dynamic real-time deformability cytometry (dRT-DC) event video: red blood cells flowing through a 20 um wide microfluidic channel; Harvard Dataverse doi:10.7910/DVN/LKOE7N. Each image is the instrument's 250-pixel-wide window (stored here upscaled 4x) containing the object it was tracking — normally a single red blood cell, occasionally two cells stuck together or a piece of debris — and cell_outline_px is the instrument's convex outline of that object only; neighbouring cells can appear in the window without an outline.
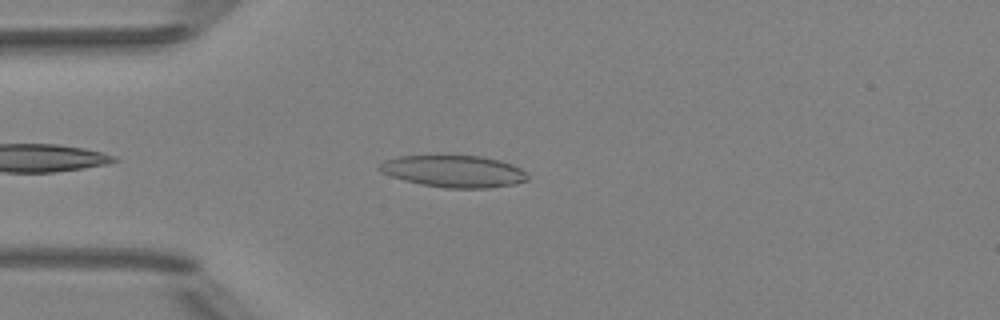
{"species": "Egyptian fruit bat (a non-hibernating species)", "species_latin": "Rousettus aegyptiacus", "temperature_condition": "room temperature", "stored_images_in_passage": 38, "camera_frame_rate_fps": 3000, "um_per_image_px": 0.085, "animal": {"sex": "female"}, "frame": {"image": 1, "passage_image": 4, "time_ms": 1.0, "image_size_px": [1000, 320], "cell_outline_px": [[528, 180], [512, 184], [488, 188], [444, 188], [404, 180], [380, 172], [376, 168], [384, 160], [400, 156], [480, 156], [500, 160], [512, 164], [520, 168], [528, 176]], "centroid_in_image_um": [38.56, 14.56], "position_along_channel_um": 46.4, "area_um2": 27.34}}
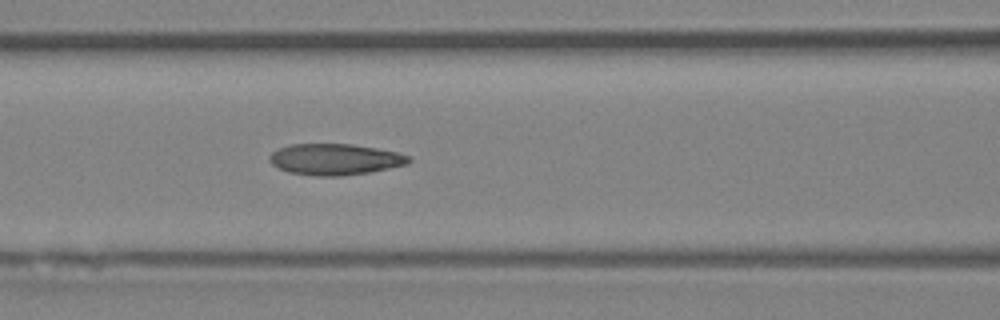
{"frame": {"image": 2, "passage_image": 12, "time_ms": 3.667, "image_size_px": [1000, 320], "cell_outline_px": [[412, 160], [408, 164], [368, 172], [340, 176], [316, 176], [288, 172], [272, 164], [268, 160], [268, 156], [272, 152], [280, 148], [292, 144], [352, 144], [376, 148], [396, 152], [408, 156]], "centroid_in_image_um": [28.45, 13.54], "position_along_channel_um": 138.1, "area_um2": 25.14}}
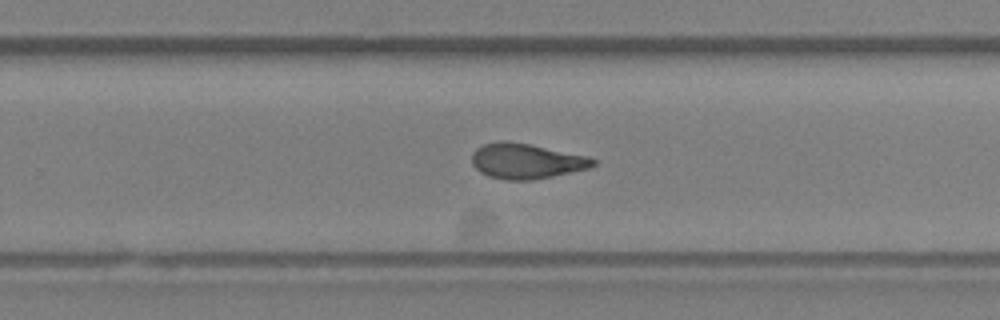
{"frame": {"image": 3, "passage_image": 23, "time_ms": 7.333, "image_size_px": [1000, 320], "cell_outline_px": [[596, 164], [588, 168], [552, 176], [532, 180], [504, 180], [488, 176], [480, 172], [472, 164], [472, 152], [476, 148], [484, 144], [500, 140], [508, 140], [588, 156], [596, 160]], "centroid_in_image_um": [44.69, 13.69], "position_along_channel_um": 285.1, "area_um2": 24.85}, "authors_computed_cell_mechanics": {"area_um2": 24.7384, "velocity_mm_per_s": 4.0259, "shape_relaxation_time_tau1_ms": null, "shape_relaxation_time_tau2_ms": 2.1987, "deformation_change_tau1": null, "deformation_change_tau2": 0.1022}}